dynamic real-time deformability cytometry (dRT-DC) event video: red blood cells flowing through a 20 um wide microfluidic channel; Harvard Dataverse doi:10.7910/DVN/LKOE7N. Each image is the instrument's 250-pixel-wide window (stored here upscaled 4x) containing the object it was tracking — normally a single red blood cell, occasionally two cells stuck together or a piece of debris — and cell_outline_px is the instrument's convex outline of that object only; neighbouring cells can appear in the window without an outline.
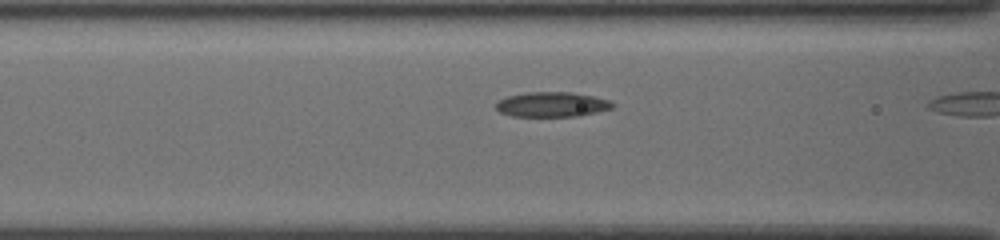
{"species": "common noctule bat (a hibernating species)", "species_latin": "Nyctalus noctula", "temperature_condition": "cold", "stored_images_in_passage": 5, "camera_frame_rate_fps": 3000, "um_per_image_px": 0.085, "animal": {"sex": "female", "body_mass_g": 19.5, "forearm_length_mm": 54.1}, "frame": {"image": 1, "passage_image": 4, "time_ms": 1.0, "image_size_px": [1000, 240], "cell_outline_px": [[616, 104], [612, 108], [580, 116], [512, 116], [500, 112], [496, 108], [496, 100], [508, 96], [524, 92], [572, 92], [592, 96], [608, 100]], "centroid_in_image_um": [46.89, 8.87], "position_along_channel_um": 119.7, "area_um2": 16.94}}